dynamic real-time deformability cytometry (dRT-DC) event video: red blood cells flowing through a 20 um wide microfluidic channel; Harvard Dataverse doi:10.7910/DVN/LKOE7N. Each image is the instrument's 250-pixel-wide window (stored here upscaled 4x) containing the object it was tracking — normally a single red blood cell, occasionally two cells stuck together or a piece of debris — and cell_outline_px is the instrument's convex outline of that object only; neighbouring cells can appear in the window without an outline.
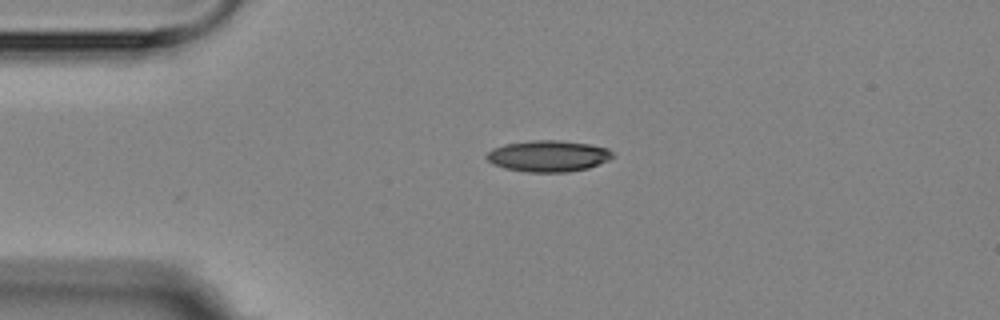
{"species": "Egyptian fruit bat (a non-hibernating species)", "species_latin": "Rousettus aegyptiacus", "temperature_condition": "room temperature", "stored_images_in_passage": 2, "camera_frame_rate_fps": 3000, "um_per_image_px": 0.085, "animal": {"sex": "female"}, "frame": {"image": 1, "passage_image": 2, "time_ms": 1.0, "image_size_px": [1000, 320], "cell_outline_px": [[612, 156], [608, 160], [588, 168], [568, 172], [524, 172], [504, 168], [492, 164], [484, 156], [492, 148], [504, 144], [532, 140], [560, 140], [588, 144], [608, 148], [612, 152]], "centroid_in_image_um": [46.55, 13.26], "position_along_channel_um": 38.4, "area_um2": 23.06}}